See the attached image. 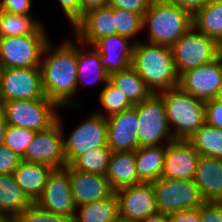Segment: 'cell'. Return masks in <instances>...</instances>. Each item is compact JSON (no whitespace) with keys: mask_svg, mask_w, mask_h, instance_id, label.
I'll use <instances>...</instances> for the list:
<instances>
[{"mask_svg":"<svg viewBox=\"0 0 222 222\" xmlns=\"http://www.w3.org/2000/svg\"><path fill=\"white\" fill-rule=\"evenodd\" d=\"M73 41L67 38L58 48L48 42L40 64L44 93L59 109H81L80 103L74 99L78 92V70L77 44Z\"/></svg>","mask_w":222,"mask_h":222,"instance_id":"obj_1","label":"cell"},{"mask_svg":"<svg viewBox=\"0 0 222 222\" xmlns=\"http://www.w3.org/2000/svg\"><path fill=\"white\" fill-rule=\"evenodd\" d=\"M131 67L152 93L179 85V75L171 47L139 41L133 49Z\"/></svg>","mask_w":222,"mask_h":222,"instance_id":"obj_2","label":"cell"},{"mask_svg":"<svg viewBox=\"0 0 222 222\" xmlns=\"http://www.w3.org/2000/svg\"><path fill=\"white\" fill-rule=\"evenodd\" d=\"M147 27L149 43L172 47L193 27L192 15L164 0H152L143 15V29Z\"/></svg>","mask_w":222,"mask_h":222,"instance_id":"obj_3","label":"cell"},{"mask_svg":"<svg viewBox=\"0 0 222 222\" xmlns=\"http://www.w3.org/2000/svg\"><path fill=\"white\" fill-rule=\"evenodd\" d=\"M167 121L175 140L189 138L206 123L205 101L183 91L179 86L159 92Z\"/></svg>","mask_w":222,"mask_h":222,"instance_id":"obj_4","label":"cell"},{"mask_svg":"<svg viewBox=\"0 0 222 222\" xmlns=\"http://www.w3.org/2000/svg\"><path fill=\"white\" fill-rule=\"evenodd\" d=\"M133 107L138 118V147L167 145L175 140L168 125L163 98L159 93H152Z\"/></svg>","mask_w":222,"mask_h":222,"instance_id":"obj_5","label":"cell"},{"mask_svg":"<svg viewBox=\"0 0 222 222\" xmlns=\"http://www.w3.org/2000/svg\"><path fill=\"white\" fill-rule=\"evenodd\" d=\"M56 108L59 107L48 98L11 100L0 106L8 125L36 132L48 129L57 121Z\"/></svg>","mask_w":222,"mask_h":222,"instance_id":"obj_6","label":"cell"},{"mask_svg":"<svg viewBox=\"0 0 222 222\" xmlns=\"http://www.w3.org/2000/svg\"><path fill=\"white\" fill-rule=\"evenodd\" d=\"M47 37L46 34L0 37V67L40 68L49 42Z\"/></svg>","mask_w":222,"mask_h":222,"instance_id":"obj_7","label":"cell"},{"mask_svg":"<svg viewBox=\"0 0 222 222\" xmlns=\"http://www.w3.org/2000/svg\"><path fill=\"white\" fill-rule=\"evenodd\" d=\"M158 212L176 213L200 207L203 200L194 180L159 178L152 182Z\"/></svg>","mask_w":222,"mask_h":222,"instance_id":"obj_8","label":"cell"},{"mask_svg":"<svg viewBox=\"0 0 222 222\" xmlns=\"http://www.w3.org/2000/svg\"><path fill=\"white\" fill-rule=\"evenodd\" d=\"M171 49L179 76L218 57V42L198 32L194 27L189 29Z\"/></svg>","mask_w":222,"mask_h":222,"instance_id":"obj_9","label":"cell"},{"mask_svg":"<svg viewBox=\"0 0 222 222\" xmlns=\"http://www.w3.org/2000/svg\"><path fill=\"white\" fill-rule=\"evenodd\" d=\"M61 116L48 129L38 131L27 147L22 160L50 166L54 169L66 167L64 154V127ZM62 127V128H61Z\"/></svg>","mask_w":222,"mask_h":222,"instance_id":"obj_10","label":"cell"},{"mask_svg":"<svg viewBox=\"0 0 222 222\" xmlns=\"http://www.w3.org/2000/svg\"><path fill=\"white\" fill-rule=\"evenodd\" d=\"M47 98L40 68H1L0 106L11 100Z\"/></svg>","mask_w":222,"mask_h":222,"instance_id":"obj_11","label":"cell"},{"mask_svg":"<svg viewBox=\"0 0 222 222\" xmlns=\"http://www.w3.org/2000/svg\"><path fill=\"white\" fill-rule=\"evenodd\" d=\"M107 130L106 117L97 113L90 114L84 122L77 125L69 137H64L66 166H70L79 156L90 149L108 147Z\"/></svg>","mask_w":222,"mask_h":222,"instance_id":"obj_12","label":"cell"},{"mask_svg":"<svg viewBox=\"0 0 222 222\" xmlns=\"http://www.w3.org/2000/svg\"><path fill=\"white\" fill-rule=\"evenodd\" d=\"M118 201L119 220L138 222L158 213L152 182L128 186L115 191Z\"/></svg>","mask_w":222,"mask_h":222,"instance_id":"obj_13","label":"cell"},{"mask_svg":"<svg viewBox=\"0 0 222 222\" xmlns=\"http://www.w3.org/2000/svg\"><path fill=\"white\" fill-rule=\"evenodd\" d=\"M35 203L48 212L67 217L73 221L76 206L69 179V166L55 169L50 174L42 194Z\"/></svg>","mask_w":222,"mask_h":222,"instance_id":"obj_14","label":"cell"},{"mask_svg":"<svg viewBox=\"0 0 222 222\" xmlns=\"http://www.w3.org/2000/svg\"><path fill=\"white\" fill-rule=\"evenodd\" d=\"M222 84V63L219 57L212 62L188 70L179 76V87L197 99H215Z\"/></svg>","mask_w":222,"mask_h":222,"instance_id":"obj_15","label":"cell"},{"mask_svg":"<svg viewBox=\"0 0 222 222\" xmlns=\"http://www.w3.org/2000/svg\"><path fill=\"white\" fill-rule=\"evenodd\" d=\"M200 154L188 140H174L166 145L163 178L193 180Z\"/></svg>","mask_w":222,"mask_h":222,"instance_id":"obj_16","label":"cell"},{"mask_svg":"<svg viewBox=\"0 0 222 222\" xmlns=\"http://www.w3.org/2000/svg\"><path fill=\"white\" fill-rule=\"evenodd\" d=\"M107 143L112 152L135 151L138 148L136 109L131 107L106 117Z\"/></svg>","mask_w":222,"mask_h":222,"instance_id":"obj_17","label":"cell"},{"mask_svg":"<svg viewBox=\"0 0 222 222\" xmlns=\"http://www.w3.org/2000/svg\"><path fill=\"white\" fill-rule=\"evenodd\" d=\"M73 28L75 39L90 47L97 40L116 34L114 8L106 6L91 10Z\"/></svg>","mask_w":222,"mask_h":222,"instance_id":"obj_18","label":"cell"},{"mask_svg":"<svg viewBox=\"0 0 222 222\" xmlns=\"http://www.w3.org/2000/svg\"><path fill=\"white\" fill-rule=\"evenodd\" d=\"M69 179L76 207L111 197L115 193L103 175L82 172L69 166Z\"/></svg>","mask_w":222,"mask_h":222,"instance_id":"obj_19","label":"cell"},{"mask_svg":"<svg viewBox=\"0 0 222 222\" xmlns=\"http://www.w3.org/2000/svg\"><path fill=\"white\" fill-rule=\"evenodd\" d=\"M130 40L113 34L97 40L92 45L100 53V63L109 74L131 67L135 43Z\"/></svg>","mask_w":222,"mask_h":222,"instance_id":"obj_20","label":"cell"},{"mask_svg":"<svg viewBox=\"0 0 222 222\" xmlns=\"http://www.w3.org/2000/svg\"><path fill=\"white\" fill-rule=\"evenodd\" d=\"M194 182L205 202H222V159L200 155Z\"/></svg>","mask_w":222,"mask_h":222,"instance_id":"obj_21","label":"cell"},{"mask_svg":"<svg viewBox=\"0 0 222 222\" xmlns=\"http://www.w3.org/2000/svg\"><path fill=\"white\" fill-rule=\"evenodd\" d=\"M55 169L39 163L22 160L14 170L16 183L26 196L35 203L43 192L50 174Z\"/></svg>","mask_w":222,"mask_h":222,"instance_id":"obj_22","label":"cell"},{"mask_svg":"<svg viewBox=\"0 0 222 222\" xmlns=\"http://www.w3.org/2000/svg\"><path fill=\"white\" fill-rule=\"evenodd\" d=\"M105 176L114 191L143 182L136 171L134 151L112 152Z\"/></svg>","mask_w":222,"mask_h":222,"instance_id":"obj_23","label":"cell"},{"mask_svg":"<svg viewBox=\"0 0 222 222\" xmlns=\"http://www.w3.org/2000/svg\"><path fill=\"white\" fill-rule=\"evenodd\" d=\"M77 90L79 84L93 85L109 80V73L100 63V53L93 47L88 49L87 45L77 40Z\"/></svg>","mask_w":222,"mask_h":222,"instance_id":"obj_24","label":"cell"},{"mask_svg":"<svg viewBox=\"0 0 222 222\" xmlns=\"http://www.w3.org/2000/svg\"><path fill=\"white\" fill-rule=\"evenodd\" d=\"M134 152L136 171L143 182H153L162 177L165 145L138 147Z\"/></svg>","mask_w":222,"mask_h":222,"instance_id":"obj_25","label":"cell"},{"mask_svg":"<svg viewBox=\"0 0 222 222\" xmlns=\"http://www.w3.org/2000/svg\"><path fill=\"white\" fill-rule=\"evenodd\" d=\"M33 202L16 183L13 174H0V211L11 220L21 214Z\"/></svg>","mask_w":222,"mask_h":222,"instance_id":"obj_26","label":"cell"},{"mask_svg":"<svg viewBox=\"0 0 222 222\" xmlns=\"http://www.w3.org/2000/svg\"><path fill=\"white\" fill-rule=\"evenodd\" d=\"M79 209V210H78ZM119 210L115 193L111 197L76 207L72 222H118Z\"/></svg>","mask_w":222,"mask_h":222,"instance_id":"obj_27","label":"cell"},{"mask_svg":"<svg viewBox=\"0 0 222 222\" xmlns=\"http://www.w3.org/2000/svg\"><path fill=\"white\" fill-rule=\"evenodd\" d=\"M109 81L118 88L133 105L143 102L152 94V91L132 67L111 73L109 75Z\"/></svg>","mask_w":222,"mask_h":222,"instance_id":"obj_28","label":"cell"},{"mask_svg":"<svg viewBox=\"0 0 222 222\" xmlns=\"http://www.w3.org/2000/svg\"><path fill=\"white\" fill-rule=\"evenodd\" d=\"M33 14H12L0 10V37L46 34L40 19Z\"/></svg>","mask_w":222,"mask_h":222,"instance_id":"obj_29","label":"cell"},{"mask_svg":"<svg viewBox=\"0 0 222 222\" xmlns=\"http://www.w3.org/2000/svg\"><path fill=\"white\" fill-rule=\"evenodd\" d=\"M192 20L198 32L222 41V0H211L192 16Z\"/></svg>","mask_w":222,"mask_h":222,"instance_id":"obj_30","label":"cell"},{"mask_svg":"<svg viewBox=\"0 0 222 222\" xmlns=\"http://www.w3.org/2000/svg\"><path fill=\"white\" fill-rule=\"evenodd\" d=\"M111 155L109 147L93 148L79 156L70 166L75 170L105 176Z\"/></svg>","mask_w":222,"mask_h":222,"instance_id":"obj_31","label":"cell"},{"mask_svg":"<svg viewBox=\"0 0 222 222\" xmlns=\"http://www.w3.org/2000/svg\"><path fill=\"white\" fill-rule=\"evenodd\" d=\"M98 97L100 106H102V113L101 111L95 113L104 117L120 113L134 106L109 80L100 90ZM103 110L106 111L107 115L104 114Z\"/></svg>","mask_w":222,"mask_h":222,"instance_id":"obj_32","label":"cell"},{"mask_svg":"<svg viewBox=\"0 0 222 222\" xmlns=\"http://www.w3.org/2000/svg\"><path fill=\"white\" fill-rule=\"evenodd\" d=\"M115 29L116 34L134 38V43H138L140 38L136 35L143 31V16L139 13H134L128 10L114 8Z\"/></svg>","mask_w":222,"mask_h":222,"instance_id":"obj_33","label":"cell"},{"mask_svg":"<svg viewBox=\"0 0 222 222\" xmlns=\"http://www.w3.org/2000/svg\"><path fill=\"white\" fill-rule=\"evenodd\" d=\"M188 141L200 155L218 158L219 128L205 123Z\"/></svg>","mask_w":222,"mask_h":222,"instance_id":"obj_34","label":"cell"},{"mask_svg":"<svg viewBox=\"0 0 222 222\" xmlns=\"http://www.w3.org/2000/svg\"><path fill=\"white\" fill-rule=\"evenodd\" d=\"M36 133L37 132L32 129L8 125L3 145L10 148L22 158Z\"/></svg>","mask_w":222,"mask_h":222,"instance_id":"obj_35","label":"cell"},{"mask_svg":"<svg viewBox=\"0 0 222 222\" xmlns=\"http://www.w3.org/2000/svg\"><path fill=\"white\" fill-rule=\"evenodd\" d=\"M14 222H72L67 217L46 211L36 203H32L21 214H18Z\"/></svg>","mask_w":222,"mask_h":222,"instance_id":"obj_36","label":"cell"},{"mask_svg":"<svg viewBox=\"0 0 222 222\" xmlns=\"http://www.w3.org/2000/svg\"><path fill=\"white\" fill-rule=\"evenodd\" d=\"M22 158L4 145L0 146V174H13Z\"/></svg>","mask_w":222,"mask_h":222,"instance_id":"obj_37","label":"cell"},{"mask_svg":"<svg viewBox=\"0 0 222 222\" xmlns=\"http://www.w3.org/2000/svg\"><path fill=\"white\" fill-rule=\"evenodd\" d=\"M152 0H109L108 6L112 8H120L142 16L148 10Z\"/></svg>","mask_w":222,"mask_h":222,"instance_id":"obj_38","label":"cell"},{"mask_svg":"<svg viewBox=\"0 0 222 222\" xmlns=\"http://www.w3.org/2000/svg\"><path fill=\"white\" fill-rule=\"evenodd\" d=\"M206 124L222 129V104L215 99L205 101Z\"/></svg>","mask_w":222,"mask_h":222,"instance_id":"obj_39","label":"cell"},{"mask_svg":"<svg viewBox=\"0 0 222 222\" xmlns=\"http://www.w3.org/2000/svg\"><path fill=\"white\" fill-rule=\"evenodd\" d=\"M32 0H0V10L12 14H32Z\"/></svg>","mask_w":222,"mask_h":222,"instance_id":"obj_40","label":"cell"},{"mask_svg":"<svg viewBox=\"0 0 222 222\" xmlns=\"http://www.w3.org/2000/svg\"><path fill=\"white\" fill-rule=\"evenodd\" d=\"M201 222H222V202H204L201 205Z\"/></svg>","mask_w":222,"mask_h":222,"instance_id":"obj_41","label":"cell"},{"mask_svg":"<svg viewBox=\"0 0 222 222\" xmlns=\"http://www.w3.org/2000/svg\"><path fill=\"white\" fill-rule=\"evenodd\" d=\"M71 26L81 19V0H58Z\"/></svg>","mask_w":222,"mask_h":222,"instance_id":"obj_42","label":"cell"},{"mask_svg":"<svg viewBox=\"0 0 222 222\" xmlns=\"http://www.w3.org/2000/svg\"><path fill=\"white\" fill-rule=\"evenodd\" d=\"M169 222H201V206L168 215Z\"/></svg>","mask_w":222,"mask_h":222,"instance_id":"obj_43","label":"cell"},{"mask_svg":"<svg viewBox=\"0 0 222 222\" xmlns=\"http://www.w3.org/2000/svg\"><path fill=\"white\" fill-rule=\"evenodd\" d=\"M188 11L192 16L211 0H164Z\"/></svg>","mask_w":222,"mask_h":222,"instance_id":"obj_44","label":"cell"},{"mask_svg":"<svg viewBox=\"0 0 222 222\" xmlns=\"http://www.w3.org/2000/svg\"><path fill=\"white\" fill-rule=\"evenodd\" d=\"M109 4V0H81V17L94 9L106 7Z\"/></svg>","mask_w":222,"mask_h":222,"instance_id":"obj_45","label":"cell"},{"mask_svg":"<svg viewBox=\"0 0 222 222\" xmlns=\"http://www.w3.org/2000/svg\"><path fill=\"white\" fill-rule=\"evenodd\" d=\"M138 222H169V218L167 214L158 212L156 214L145 217Z\"/></svg>","mask_w":222,"mask_h":222,"instance_id":"obj_46","label":"cell"},{"mask_svg":"<svg viewBox=\"0 0 222 222\" xmlns=\"http://www.w3.org/2000/svg\"><path fill=\"white\" fill-rule=\"evenodd\" d=\"M8 127L4 112L0 109V146L3 145L6 129Z\"/></svg>","mask_w":222,"mask_h":222,"instance_id":"obj_47","label":"cell"},{"mask_svg":"<svg viewBox=\"0 0 222 222\" xmlns=\"http://www.w3.org/2000/svg\"><path fill=\"white\" fill-rule=\"evenodd\" d=\"M218 158L222 159V129L219 128Z\"/></svg>","mask_w":222,"mask_h":222,"instance_id":"obj_48","label":"cell"},{"mask_svg":"<svg viewBox=\"0 0 222 222\" xmlns=\"http://www.w3.org/2000/svg\"><path fill=\"white\" fill-rule=\"evenodd\" d=\"M215 100L222 104V84L219 87L218 93L215 97Z\"/></svg>","mask_w":222,"mask_h":222,"instance_id":"obj_49","label":"cell"},{"mask_svg":"<svg viewBox=\"0 0 222 222\" xmlns=\"http://www.w3.org/2000/svg\"><path fill=\"white\" fill-rule=\"evenodd\" d=\"M12 220L4 213L0 211V222H11Z\"/></svg>","mask_w":222,"mask_h":222,"instance_id":"obj_50","label":"cell"},{"mask_svg":"<svg viewBox=\"0 0 222 222\" xmlns=\"http://www.w3.org/2000/svg\"><path fill=\"white\" fill-rule=\"evenodd\" d=\"M218 57L220 58L222 63V41L218 42Z\"/></svg>","mask_w":222,"mask_h":222,"instance_id":"obj_51","label":"cell"}]
</instances>
